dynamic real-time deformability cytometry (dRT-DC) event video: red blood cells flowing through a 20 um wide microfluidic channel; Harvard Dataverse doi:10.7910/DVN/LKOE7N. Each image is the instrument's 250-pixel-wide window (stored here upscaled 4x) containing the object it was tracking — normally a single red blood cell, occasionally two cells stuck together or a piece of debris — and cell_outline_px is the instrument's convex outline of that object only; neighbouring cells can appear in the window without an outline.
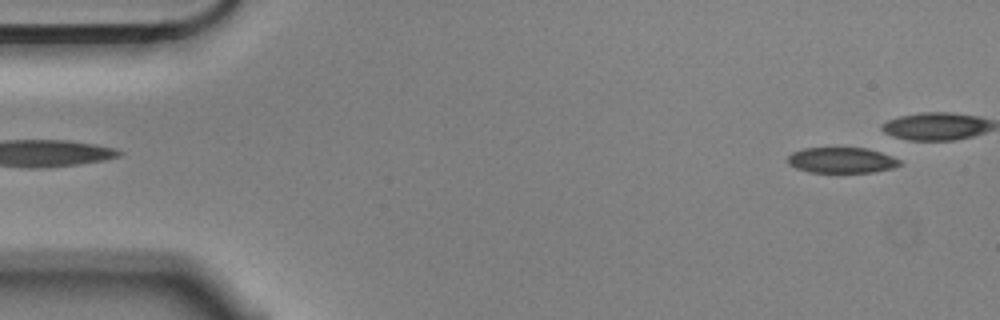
{"species": "Egyptian fruit bat (a non-hibernating species)", "species_latin": "Rousettus aegyptiacus", "temperature_condition": "cold", "stored_images_in_passage": 5, "segment_of_instrument_passage": [2, 2], "camera_frame_rate_fps": 3000, "um_per_image_px": 0.085, "animal": {"sex": "male"}, "frame": {"image": 1, "passage_image": 5, "time_ms": 1.333, "image_size_px": [1000, 320], "cell_outline_px": [[904, 164], [892, 168], [872, 172], [808, 172], [796, 168], [788, 164], [788, 156], [792, 152], [804, 148], [868, 148], [892, 156], [900, 160]], "centroid_in_image_um": [71.55, 13.62], "position_along_channel_um": 13.5, "area_um2": 16.76}}